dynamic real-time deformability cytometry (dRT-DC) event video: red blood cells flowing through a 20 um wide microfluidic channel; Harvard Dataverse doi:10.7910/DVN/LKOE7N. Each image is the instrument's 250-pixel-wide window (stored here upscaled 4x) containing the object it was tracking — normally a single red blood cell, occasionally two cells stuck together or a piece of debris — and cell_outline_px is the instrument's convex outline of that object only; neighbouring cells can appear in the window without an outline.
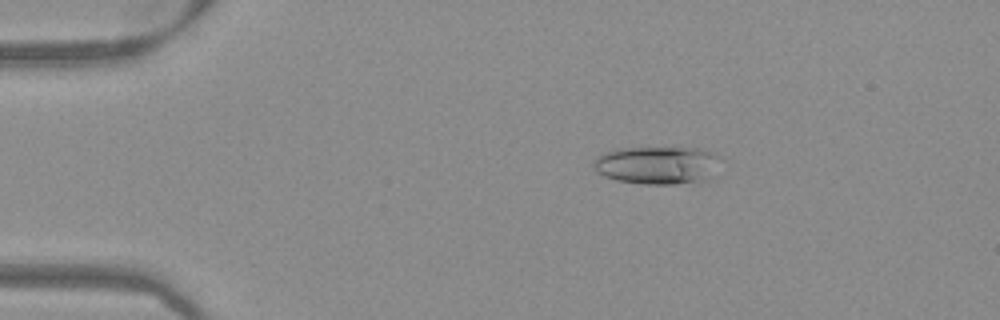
{"species": "Egyptian fruit bat (a non-hibernating species)", "species_latin": "Rousettus aegyptiacus", "temperature_condition": "warm", "stored_images_in_passage": 52, "camera_frame_rate_fps": 3000, "um_per_image_px": 0.085, "frame": {"image": 1, "passage_image": 10, "time_ms": 3.0, "image_size_px": [1000, 320], "cell_outline_px": [[724, 160], [720, 176], [700, 184], [644, 184], [616, 180], [604, 176], [596, 172], [592, 164], [596, 156], [604, 152], [616, 148], [700, 148], [712, 152], [720, 156]], "centroid_in_image_um": [56.06, 14.06], "position_along_channel_um": 28.9, "area_um2": 29.65}}
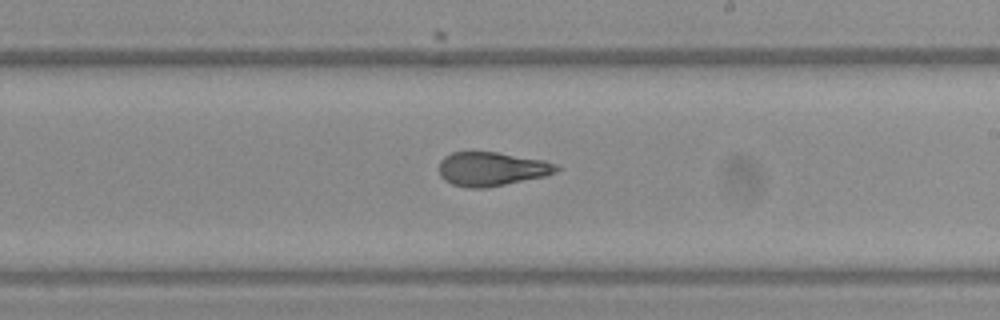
{"frame": {"image": 2, "passage_image": 31, "time_ms": 10.0, "image_size_px": [1000, 320], "cell_outline_px": [[564, 168], [556, 172], [544, 176], [488, 188], [468, 188], [452, 184], [444, 180], [440, 176], [440, 160], [444, 156], [452, 152], [496, 152], [544, 160], [556, 164]], "centroid_in_image_um": [41.81, 14.36], "position_along_channel_um": 247.2, "area_um2": 23.35}}
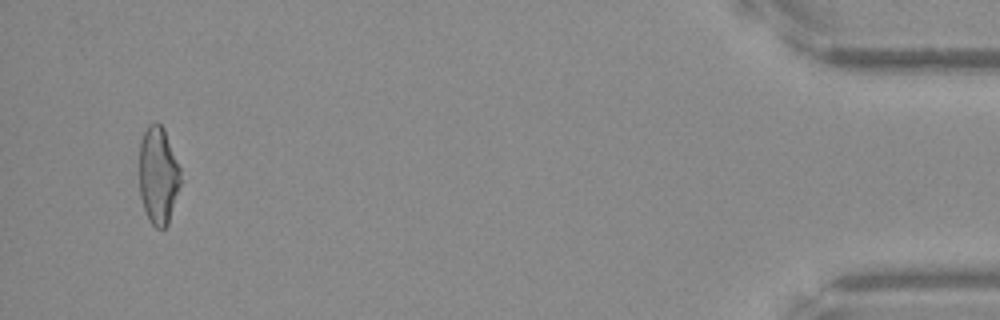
{"frame": {"image": 3, "passage_image": 50, "time_ms": 16.333, "image_size_px": [1000, 320], "cell_outline_px": [[180, 184], [168, 224], [164, 228], [156, 228], [148, 220], [140, 196], [140, 140], [148, 124], [160, 124], [164, 128], [180, 168]], "centroid_in_image_um": [13.44, 14.92], "position_along_channel_um": 421.8, "area_um2": 23.24}}